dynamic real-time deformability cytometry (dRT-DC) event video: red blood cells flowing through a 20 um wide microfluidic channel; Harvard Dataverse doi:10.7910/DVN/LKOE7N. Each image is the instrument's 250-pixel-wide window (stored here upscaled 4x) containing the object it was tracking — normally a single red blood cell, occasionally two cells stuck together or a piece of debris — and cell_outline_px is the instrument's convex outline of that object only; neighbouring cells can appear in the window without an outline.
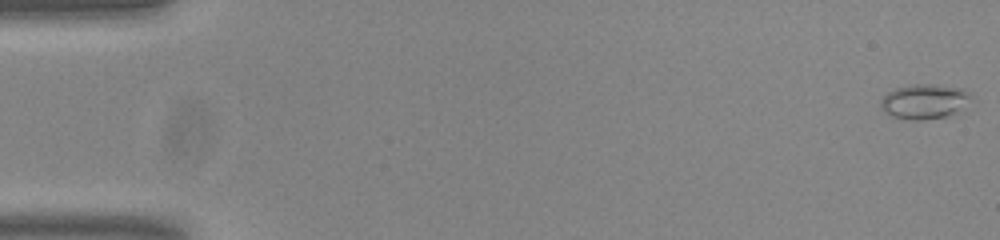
{"species": "common noctule bat (a hibernating species)", "species_latin": "Nyctalus noctula", "temperature_condition": "room temperature", "stored_images_in_passage": 54, "camera_frame_rate_fps": 3000, "um_per_image_px": 0.085, "animal": {"sex": "male", "body_mass_g": 20.0, "forearm_length_mm": 53.3}, "frame": {"image": 1, "passage_image": 1, "time_ms": 0.0, "image_size_px": [1000, 240], "cell_outline_px": [[972, 96], [956, 112], [948, 116], [920, 120], [912, 120], [892, 116], [884, 112], [880, 108], [880, 100], [888, 92], [896, 88], [916, 84], [932, 84], [964, 88], [972, 92]], "centroid_in_image_um": [78.56, 8.61], "position_along_channel_um": 6.4, "area_um2": 18.26}}
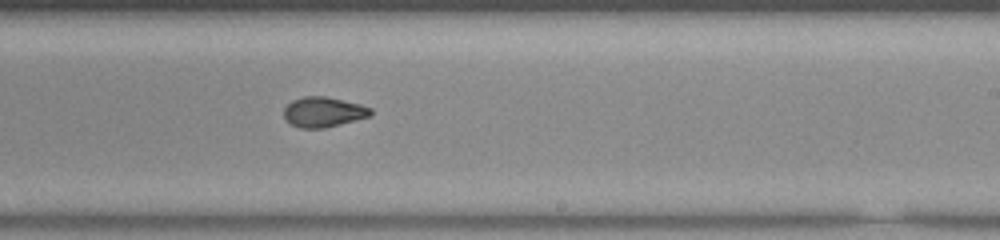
{"frame": {"image": 2, "passage_image": 33, "time_ms": 10.667, "image_size_px": [1000, 240], "cell_outline_px": [[372, 112], [368, 116], [324, 128], [300, 128], [288, 124], [284, 120], [284, 108], [292, 100], [304, 96], [324, 96], [360, 104], [372, 108]], "centroid_in_image_um": [27.42, 9.52], "position_along_channel_um": 261.6, "area_um2": 15.14}}
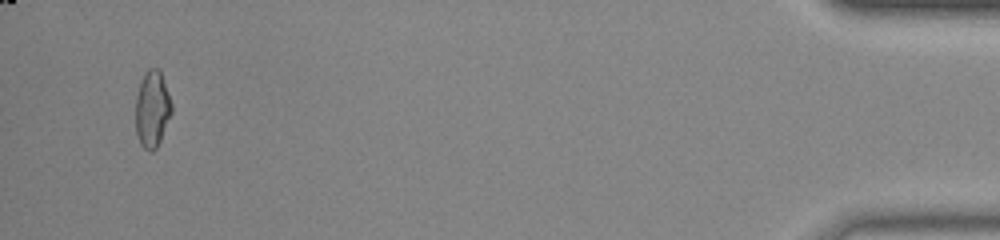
{"frame": {"image": 3, "passage_image": 52, "time_ms": 17.0, "image_size_px": [1000, 240], "cell_outline_px": [[172, 112], [160, 140], [156, 148], [152, 152], [148, 152], [140, 144], [136, 132], [136, 96], [140, 84], [148, 68], [160, 68], [172, 104]], "centroid_in_image_um": [12.94, 9.28], "position_along_channel_um": 422.3, "area_um2": 16.01}, "authors_computed_cell_mechanics": {"area_um2": 15.7794, "velocity_mm_per_s": 3.8265, "shape_relaxation_time_tau1_ms": null, "shape_relaxation_time_tau2_ms": 1.7501, "deformation_change_tau1": null, "deformation_change_tau2": 0.065}}